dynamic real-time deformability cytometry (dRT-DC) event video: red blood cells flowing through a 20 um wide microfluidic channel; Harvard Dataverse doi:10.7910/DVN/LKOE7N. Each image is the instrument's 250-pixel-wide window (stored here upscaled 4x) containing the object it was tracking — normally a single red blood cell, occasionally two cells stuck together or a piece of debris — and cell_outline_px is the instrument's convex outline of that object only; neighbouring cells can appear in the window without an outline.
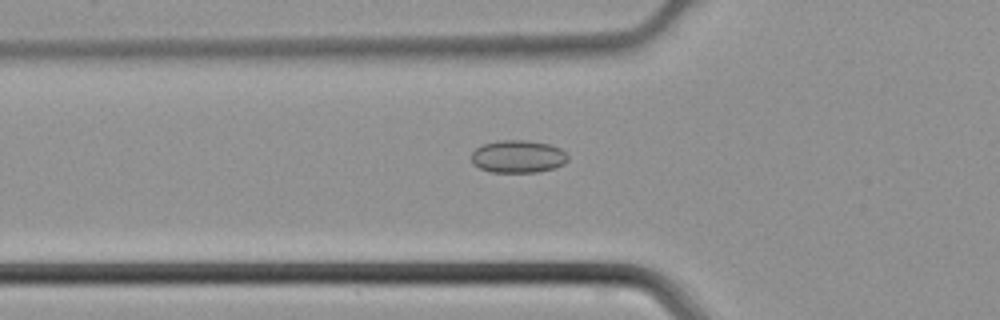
{"species": "common noctule bat (a hibernating species)", "species_latin": "Nyctalus noctula", "temperature_condition": "cold", "stored_images_in_passage": 45, "camera_frame_rate_fps": 3000, "um_per_image_px": 0.085, "animal": {"sex": "male", "body_mass_g": 21.5, "forearm_length_mm": 52.0}, "frame": {"image": 1, "passage_image": 16, "time_ms": 5.0, "image_size_px": [1000, 320], "cell_outline_px": [[568, 160], [564, 164], [556, 168], [536, 172], [492, 172], [480, 168], [472, 164], [472, 152], [476, 148], [484, 144], [500, 140], [524, 140], [548, 144], [560, 148], [568, 156]], "centroid_in_image_um": [44.04, 13.31], "position_along_channel_um": 81.8, "area_um2": 18.32}}
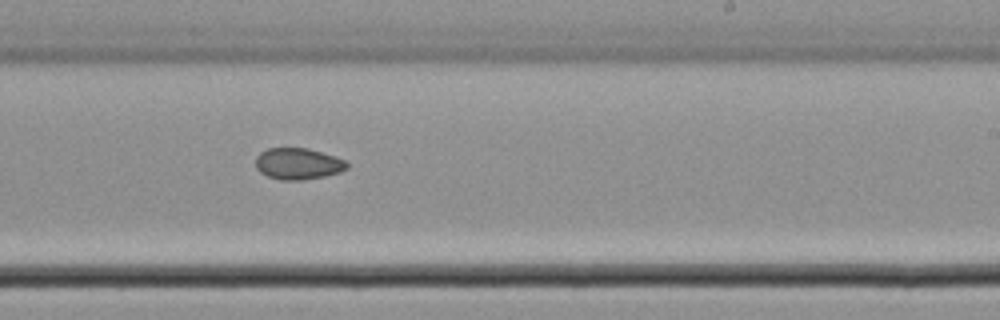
{"frame": {"image": 2, "passage_image": 28, "time_ms": 9.0, "image_size_px": [1000, 320], "cell_outline_px": [[348, 168], [340, 172], [324, 176], [300, 180], [280, 180], [268, 176], [260, 172], [256, 168], [256, 156], [260, 152], [268, 148], [308, 148], [344, 160], [348, 164]], "centroid_in_image_um": [25.3, 13.92], "position_along_channel_um": 263.7, "area_um2": 16.59}}
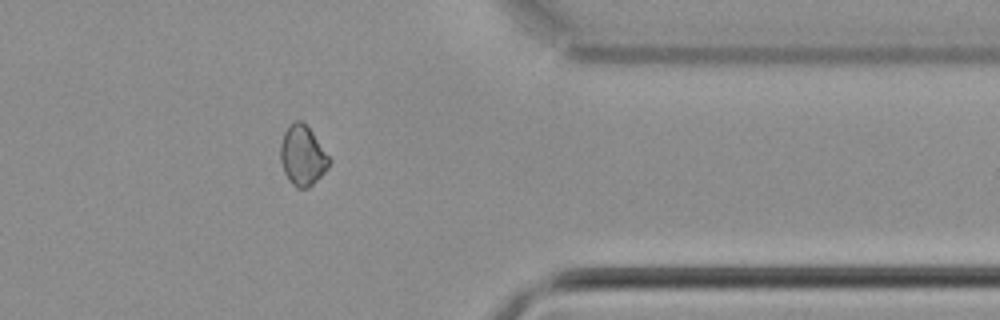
{"frame": {"image": 3, "passage_image": 37, "time_ms": 12.0, "image_size_px": [1000, 320], "cell_outline_px": [[332, 160], [328, 168], [308, 188], [296, 188], [288, 180], [284, 172], [280, 160], [280, 144], [284, 132], [296, 120], [300, 120], [312, 132]], "centroid_in_image_um": [25.71, 13.25], "position_along_channel_um": 385.7, "area_um2": 16.88}}